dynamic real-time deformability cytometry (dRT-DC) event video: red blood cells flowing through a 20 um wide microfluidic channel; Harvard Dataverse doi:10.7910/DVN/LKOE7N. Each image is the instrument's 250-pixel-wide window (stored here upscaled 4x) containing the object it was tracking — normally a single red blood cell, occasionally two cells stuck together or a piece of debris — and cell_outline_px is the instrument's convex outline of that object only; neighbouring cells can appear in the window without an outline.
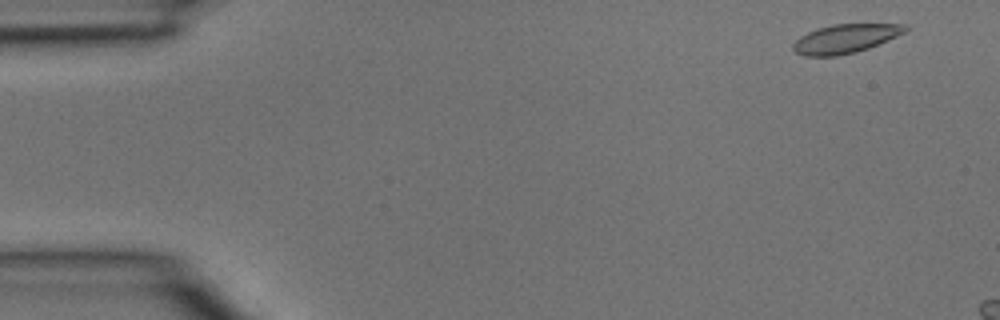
{"species": "common noctule bat (a hibernating species)", "species_latin": "Nyctalus noctula", "temperature_condition": "room temperature", "stored_images_in_passage": 3, "camera_frame_rate_fps": 3000, "um_per_image_px": 0.085, "animal": {"sex": "male", "body_mass_g": 15.6}, "frame": {"image": 1, "passage_image": 1, "time_ms": 0.0, "image_size_px": [1000, 320], "cell_outline_px": [[908, 28], [904, 32], [896, 36], [868, 48], [856, 52], [836, 56], [804, 56], [796, 52], [792, 48], [792, 44], [800, 36], [816, 28], [832, 24], [908, 24]], "centroid_in_image_um": [71.82, 3.28], "position_along_channel_um": 13.2, "area_um2": 18.79}}